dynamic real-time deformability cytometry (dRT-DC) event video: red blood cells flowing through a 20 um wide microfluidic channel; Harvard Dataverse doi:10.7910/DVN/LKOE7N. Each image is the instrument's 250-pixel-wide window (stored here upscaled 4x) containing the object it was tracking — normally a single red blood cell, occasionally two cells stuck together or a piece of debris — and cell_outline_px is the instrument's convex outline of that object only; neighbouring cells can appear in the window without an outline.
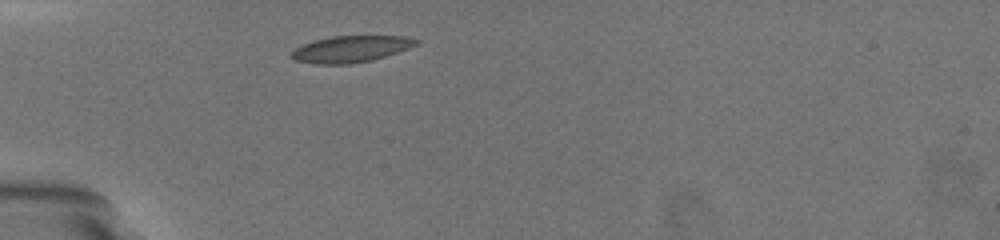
{"species": "common noctule bat (a hibernating species)", "species_latin": "Nyctalus noctula", "temperature_condition": "warm", "stored_images_in_passage": 16, "camera_frame_rate_fps": 3000, "um_per_image_px": 0.085, "animal": {"sex": "female", "body_mass_g": 19.5, "forearm_length_mm": 54.1}, "frame": {"image": 1, "passage_image": 1, "time_ms": 0.0, "image_size_px": [1000, 240], "cell_outline_px": [[416, 44], [408, 48], [372, 60], [348, 64], [320, 64], [296, 60], [292, 56], [292, 52], [296, 48], [304, 44], [316, 40], [332, 36], [400, 36], [416, 40]], "centroid_in_image_um": [29.79, 4.17], "position_along_channel_um": 55.2, "area_um2": 18.61}}
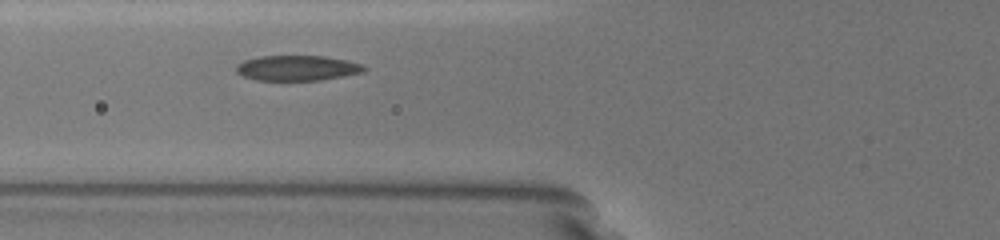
{"frame": {"image": 2, "passage_image": 5, "time_ms": 1.667, "image_size_px": [1000, 240], "cell_outline_px": [[368, 68], [364, 72], [320, 80], [256, 80], [244, 76], [236, 72], [236, 68], [244, 60], [260, 56], [324, 56], [344, 60], [360, 64]], "centroid_in_image_um": [25.27, 5.78], "position_along_channel_um": 100.5, "area_um2": 18.55}}